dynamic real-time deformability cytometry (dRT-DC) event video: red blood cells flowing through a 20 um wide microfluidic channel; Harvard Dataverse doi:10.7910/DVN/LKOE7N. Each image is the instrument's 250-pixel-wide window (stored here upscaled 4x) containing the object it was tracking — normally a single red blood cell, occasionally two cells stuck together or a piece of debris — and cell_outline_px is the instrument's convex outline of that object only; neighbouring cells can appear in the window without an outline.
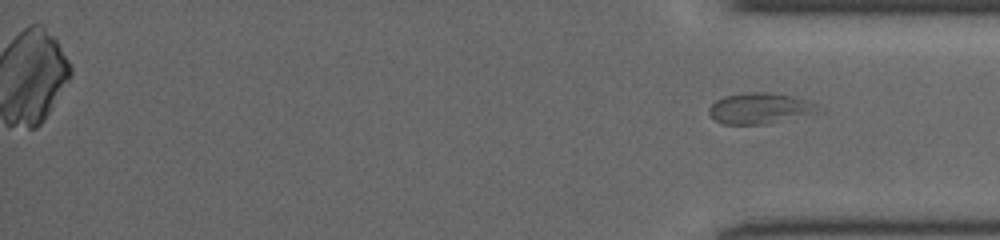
{"species": "common noctule bat (a hibernating species)", "species_latin": "Nyctalus noctula", "temperature_condition": "cold", "stored_images_in_passage": 42, "camera_frame_rate_fps": 3000, "um_per_image_px": 0.085, "animal": {"sex": "female", "body_mass_g": 19.5, "forearm_length_mm": 54.1}, "frame": {"image": 1, "passage_image": 42, "time_ms": 13.667, "image_size_px": [1000, 240], "cell_outline_px": [[828, 112], [772, 124], [720, 124], [708, 112], [708, 108], [716, 100], [724, 96], [748, 92], [772, 92], [792, 96], [808, 100], [824, 108]], "centroid_in_image_um": [64.75, 9.23], "position_along_channel_um": 370.5, "area_um2": 20.52}}